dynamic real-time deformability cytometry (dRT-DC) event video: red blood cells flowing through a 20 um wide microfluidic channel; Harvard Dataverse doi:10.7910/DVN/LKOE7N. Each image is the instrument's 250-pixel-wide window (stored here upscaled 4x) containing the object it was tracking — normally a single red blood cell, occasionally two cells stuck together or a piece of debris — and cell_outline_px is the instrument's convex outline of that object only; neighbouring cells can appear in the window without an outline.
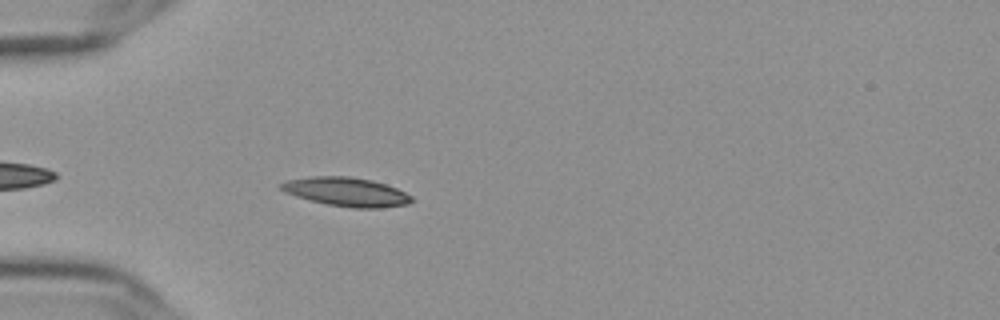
{"species": "Egyptian fruit bat (a non-hibernating species)", "species_latin": "Rousettus aegyptiacus", "temperature_condition": "cold", "stored_images_in_passage": 23, "camera_frame_rate_fps": 3000, "um_per_image_px": 0.085, "frame": {"image": 1, "passage_image": 5, "time_ms": 1.333, "image_size_px": [1000, 320], "cell_outline_px": [[412, 200], [408, 204], [380, 208], [352, 208], [328, 204], [296, 196], [284, 192], [280, 188], [280, 184], [288, 180], [312, 176], [348, 176], [372, 180], [396, 188], [412, 196]], "centroid_in_image_um": [29.45, 16.3], "position_along_channel_um": 55.6, "area_um2": 21.73}}
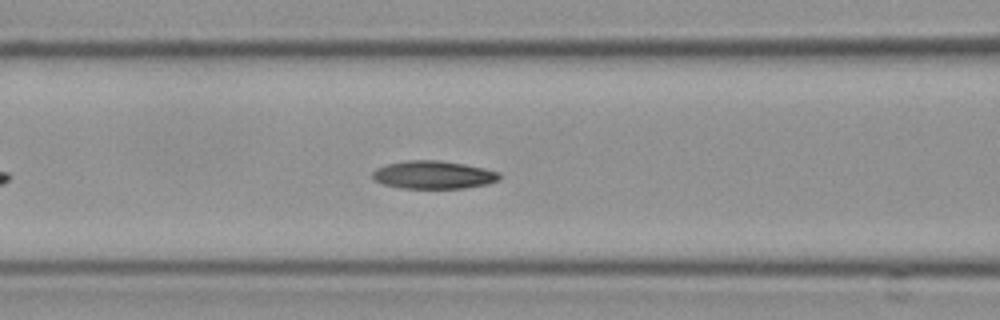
{"frame": {"image": 2, "passage_image": 12, "time_ms": 3.667, "image_size_px": [1000, 320], "cell_outline_px": [[500, 180], [488, 184], [464, 188], [400, 188], [384, 184], [376, 180], [372, 176], [372, 172], [376, 168], [388, 164], [408, 160], [440, 160], [464, 164], [484, 168], [500, 172]], "centroid_in_image_um": [36.87, 14.86], "position_along_channel_um": 129.7, "area_um2": 20.69}}
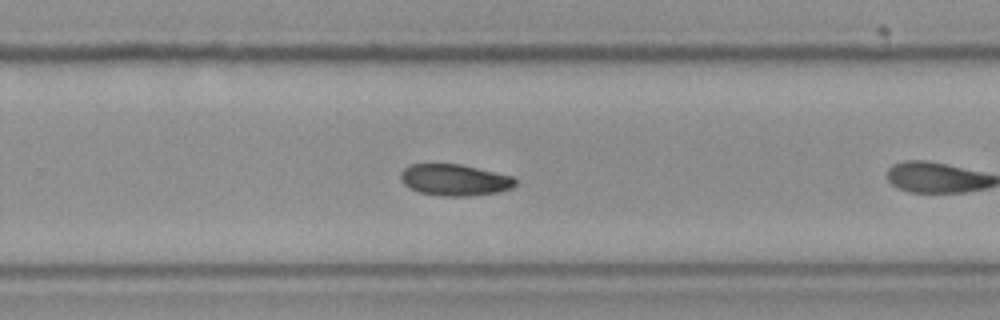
{"frame": {"image": 3, "passage_image": 22, "time_ms": 7.0, "image_size_px": [1000, 320], "cell_outline_px": [[516, 184], [512, 188], [500, 192], [468, 196], [440, 196], [420, 192], [404, 184], [400, 180], [400, 172], [408, 164], [460, 164], [512, 176], [516, 180]], "centroid_in_image_um": [38.63, 15.29], "position_along_channel_um": 291.2, "area_um2": 21.04}}